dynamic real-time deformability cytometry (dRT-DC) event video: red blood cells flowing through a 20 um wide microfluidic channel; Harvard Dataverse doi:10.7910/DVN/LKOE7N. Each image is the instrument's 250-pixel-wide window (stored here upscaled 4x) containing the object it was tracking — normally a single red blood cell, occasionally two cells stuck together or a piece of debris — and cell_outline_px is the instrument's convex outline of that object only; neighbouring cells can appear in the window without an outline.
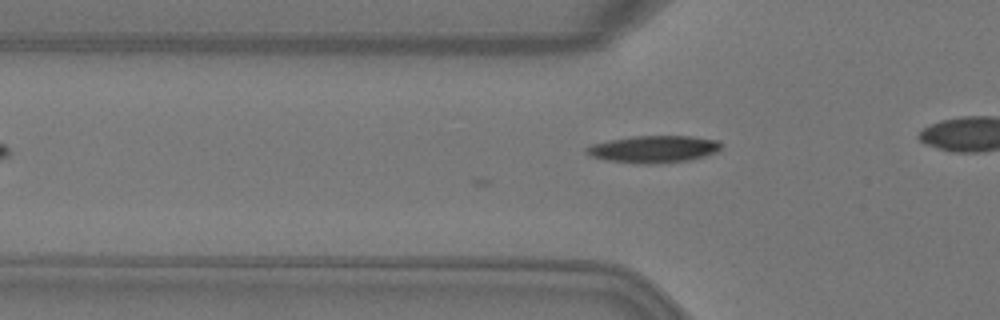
{"species": "Egyptian fruit bat (a non-hibernating species)", "species_latin": "Rousettus aegyptiacus", "temperature_condition": "warm", "stored_images_in_passage": 12, "camera_frame_rate_fps": 3000, "um_per_image_px": 0.085, "animal": {"sex": "female"}, "frame": {"image": 1, "passage_image": 12, "time_ms": 3.667, "image_size_px": [1000, 320], "cell_outline_px": [[720, 148], [716, 152], [704, 156], [688, 160], [656, 164], [644, 164], [604, 160], [592, 156], [584, 152], [584, 148], [592, 144], [632, 136], [692, 136], [720, 140]], "centroid_in_image_um": [55.55, 12.68], "position_along_channel_um": 70.2, "area_um2": 21.27}}